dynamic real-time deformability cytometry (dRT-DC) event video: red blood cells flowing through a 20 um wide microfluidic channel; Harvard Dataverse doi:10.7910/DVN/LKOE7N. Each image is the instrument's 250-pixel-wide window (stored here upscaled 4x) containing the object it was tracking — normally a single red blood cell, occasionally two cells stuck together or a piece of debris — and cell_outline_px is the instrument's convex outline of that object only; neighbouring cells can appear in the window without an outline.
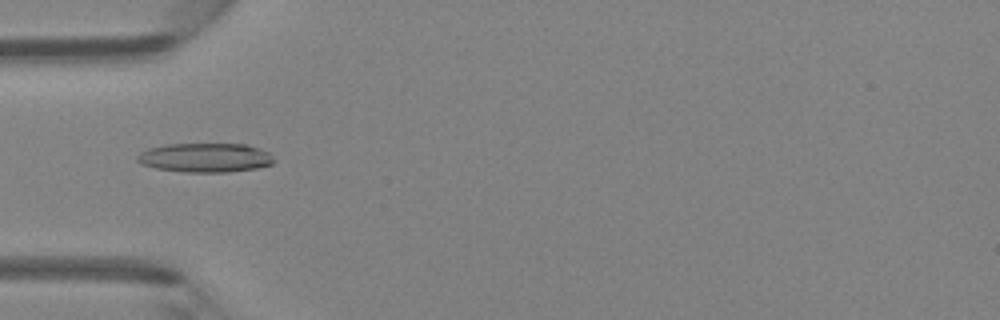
{"species": "Egyptian fruit bat (a non-hibernating species)", "species_latin": "Rousettus aegyptiacus", "temperature_condition": "room temperature", "stored_images_in_passage": 5, "camera_frame_rate_fps": 3000, "um_per_image_px": 0.085, "animal": {"sex": "female"}, "frame": {"image": 1, "passage_image": 5, "time_ms": 4.667, "image_size_px": [1000, 320], "cell_outline_px": [[276, 160], [272, 164], [256, 168], [228, 172], [184, 172], [156, 168], [144, 164], [136, 160], [136, 156], [140, 152], [148, 148], [164, 144], [248, 144], [260, 148], [268, 152]], "centroid_in_image_um": [17.46, 13.39], "position_along_channel_um": 67.5, "area_um2": 23.35}}